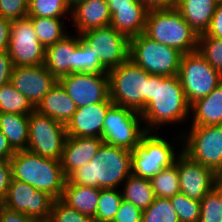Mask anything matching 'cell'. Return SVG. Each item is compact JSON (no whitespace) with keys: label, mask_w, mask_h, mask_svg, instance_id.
Segmentation results:
<instances>
[{"label":"cell","mask_w":222,"mask_h":222,"mask_svg":"<svg viewBox=\"0 0 222 222\" xmlns=\"http://www.w3.org/2000/svg\"><path fill=\"white\" fill-rule=\"evenodd\" d=\"M189 111L190 104L177 75H149L148 104L140 112L147 132L162 124L185 121Z\"/></svg>","instance_id":"cell-1"},{"label":"cell","mask_w":222,"mask_h":222,"mask_svg":"<svg viewBox=\"0 0 222 222\" xmlns=\"http://www.w3.org/2000/svg\"><path fill=\"white\" fill-rule=\"evenodd\" d=\"M131 167V151L103 142L93 159L73 171L67 181L98 189H117L131 174Z\"/></svg>","instance_id":"cell-2"},{"label":"cell","mask_w":222,"mask_h":222,"mask_svg":"<svg viewBox=\"0 0 222 222\" xmlns=\"http://www.w3.org/2000/svg\"><path fill=\"white\" fill-rule=\"evenodd\" d=\"M12 179L61 199L66 184L60 160L45 158L28 150L16 151L10 159Z\"/></svg>","instance_id":"cell-3"},{"label":"cell","mask_w":222,"mask_h":222,"mask_svg":"<svg viewBox=\"0 0 222 222\" xmlns=\"http://www.w3.org/2000/svg\"><path fill=\"white\" fill-rule=\"evenodd\" d=\"M144 34L183 54L197 51L198 48L199 35L175 7L148 10Z\"/></svg>","instance_id":"cell-4"},{"label":"cell","mask_w":222,"mask_h":222,"mask_svg":"<svg viewBox=\"0 0 222 222\" xmlns=\"http://www.w3.org/2000/svg\"><path fill=\"white\" fill-rule=\"evenodd\" d=\"M107 73L112 103L141 112L148 104L150 74L130 59Z\"/></svg>","instance_id":"cell-5"},{"label":"cell","mask_w":222,"mask_h":222,"mask_svg":"<svg viewBox=\"0 0 222 222\" xmlns=\"http://www.w3.org/2000/svg\"><path fill=\"white\" fill-rule=\"evenodd\" d=\"M182 55L178 49L158 43L144 33L129 40V59L152 75H178Z\"/></svg>","instance_id":"cell-6"},{"label":"cell","mask_w":222,"mask_h":222,"mask_svg":"<svg viewBox=\"0 0 222 222\" xmlns=\"http://www.w3.org/2000/svg\"><path fill=\"white\" fill-rule=\"evenodd\" d=\"M177 76L190 105L209 95L222 82V74L198 51L182 55Z\"/></svg>","instance_id":"cell-7"},{"label":"cell","mask_w":222,"mask_h":222,"mask_svg":"<svg viewBox=\"0 0 222 222\" xmlns=\"http://www.w3.org/2000/svg\"><path fill=\"white\" fill-rule=\"evenodd\" d=\"M150 133L147 132L131 151V173L146 179L172 166L177 158L170 142Z\"/></svg>","instance_id":"cell-8"},{"label":"cell","mask_w":222,"mask_h":222,"mask_svg":"<svg viewBox=\"0 0 222 222\" xmlns=\"http://www.w3.org/2000/svg\"><path fill=\"white\" fill-rule=\"evenodd\" d=\"M141 120L139 111L113 104L106 112L101 139L110 145L132 151L147 133L146 128H139Z\"/></svg>","instance_id":"cell-9"},{"label":"cell","mask_w":222,"mask_h":222,"mask_svg":"<svg viewBox=\"0 0 222 222\" xmlns=\"http://www.w3.org/2000/svg\"><path fill=\"white\" fill-rule=\"evenodd\" d=\"M183 140L184 154L222 178V125L192 126Z\"/></svg>","instance_id":"cell-10"},{"label":"cell","mask_w":222,"mask_h":222,"mask_svg":"<svg viewBox=\"0 0 222 222\" xmlns=\"http://www.w3.org/2000/svg\"><path fill=\"white\" fill-rule=\"evenodd\" d=\"M66 138V125L36 110L29 115L28 151L45 158L60 160Z\"/></svg>","instance_id":"cell-11"},{"label":"cell","mask_w":222,"mask_h":222,"mask_svg":"<svg viewBox=\"0 0 222 222\" xmlns=\"http://www.w3.org/2000/svg\"><path fill=\"white\" fill-rule=\"evenodd\" d=\"M101 65L110 71L129 59V38L111 25L80 33Z\"/></svg>","instance_id":"cell-12"},{"label":"cell","mask_w":222,"mask_h":222,"mask_svg":"<svg viewBox=\"0 0 222 222\" xmlns=\"http://www.w3.org/2000/svg\"><path fill=\"white\" fill-rule=\"evenodd\" d=\"M55 198L36 190L31 185L12 179L3 206L9 210L22 212L36 222L49 220Z\"/></svg>","instance_id":"cell-13"},{"label":"cell","mask_w":222,"mask_h":222,"mask_svg":"<svg viewBox=\"0 0 222 222\" xmlns=\"http://www.w3.org/2000/svg\"><path fill=\"white\" fill-rule=\"evenodd\" d=\"M7 52L14 67L44 64L46 48L38 41L28 17L12 21Z\"/></svg>","instance_id":"cell-14"},{"label":"cell","mask_w":222,"mask_h":222,"mask_svg":"<svg viewBox=\"0 0 222 222\" xmlns=\"http://www.w3.org/2000/svg\"><path fill=\"white\" fill-rule=\"evenodd\" d=\"M77 108L111 101L108 74L71 73L58 80Z\"/></svg>","instance_id":"cell-15"},{"label":"cell","mask_w":222,"mask_h":222,"mask_svg":"<svg viewBox=\"0 0 222 222\" xmlns=\"http://www.w3.org/2000/svg\"><path fill=\"white\" fill-rule=\"evenodd\" d=\"M174 164L178 169L180 193L193 200L201 201L222 181V178L212 169L191 160L182 151Z\"/></svg>","instance_id":"cell-16"},{"label":"cell","mask_w":222,"mask_h":222,"mask_svg":"<svg viewBox=\"0 0 222 222\" xmlns=\"http://www.w3.org/2000/svg\"><path fill=\"white\" fill-rule=\"evenodd\" d=\"M10 82L14 88L25 95L33 107L36 108L58 80L43 64L14 67Z\"/></svg>","instance_id":"cell-17"},{"label":"cell","mask_w":222,"mask_h":222,"mask_svg":"<svg viewBox=\"0 0 222 222\" xmlns=\"http://www.w3.org/2000/svg\"><path fill=\"white\" fill-rule=\"evenodd\" d=\"M112 105V101H103L77 108L66 125L67 136L101 138L105 115Z\"/></svg>","instance_id":"cell-18"},{"label":"cell","mask_w":222,"mask_h":222,"mask_svg":"<svg viewBox=\"0 0 222 222\" xmlns=\"http://www.w3.org/2000/svg\"><path fill=\"white\" fill-rule=\"evenodd\" d=\"M103 142L99 137L67 136L60 159L66 178L73 171L90 162Z\"/></svg>","instance_id":"cell-19"},{"label":"cell","mask_w":222,"mask_h":222,"mask_svg":"<svg viewBox=\"0 0 222 222\" xmlns=\"http://www.w3.org/2000/svg\"><path fill=\"white\" fill-rule=\"evenodd\" d=\"M79 45L77 37L66 35L63 39L46 47L45 67L57 79L75 73V48Z\"/></svg>","instance_id":"cell-20"},{"label":"cell","mask_w":222,"mask_h":222,"mask_svg":"<svg viewBox=\"0 0 222 222\" xmlns=\"http://www.w3.org/2000/svg\"><path fill=\"white\" fill-rule=\"evenodd\" d=\"M78 34L110 25L111 14L107 0H86L71 8Z\"/></svg>","instance_id":"cell-21"},{"label":"cell","mask_w":222,"mask_h":222,"mask_svg":"<svg viewBox=\"0 0 222 222\" xmlns=\"http://www.w3.org/2000/svg\"><path fill=\"white\" fill-rule=\"evenodd\" d=\"M35 110L64 125L72 119L77 110L74 101L68 96L63 86L57 82L54 87L43 97Z\"/></svg>","instance_id":"cell-22"},{"label":"cell","mask_w":222,"mask_h":222,"mask_svg":"<svg viewBox=\"0 0 222 222\" xmlns=\"http://www.w3.org/2000/svg\"><path fill=\"white\" fill-rule=\"evenodd\" d=\"M217 0H176L175 8L198 34H203L210 26Z\"/></svg>","instance_id":"cell-23"},{"label":"cell","mask_w":222,"mask_h":222,"mask_svg":"<svg viewBox=\"0 0 222 222\" xmlns=\"http://www.w3.org/2000/svg\"><path fill=\"white\" fill-rule=\"evenodd\" d=\"M192 126L222 125V82L206 97L190 105Z\"/></svg>","instance_id":"cell-24"},{"label":"cell","mask_w":222,"mask_h":222,"mask_svg":"<svg viewBox=\"0 0 222 222\" xmlns=\"http://www.w3.org/2000/svg\"><path fill=\"white\" fill-rule=\"evenodd\" d=\"M147 13L146 6L115 7L110 25L130 39L144 33Z\"/></svg>","instance_id":"cell-25"},{"label":"cell","mask_w":222,"mask_h":222,"mask_svg":"<svg viewBox=\"0 0 222 222\" xmlns=\"http://www.w3.org/2000/svg\"><path fill=\"white\" fill-rule=\"evenodd\" d=\"M99 194L98 188L71 184L66 180L61 200L83 215L94 219Z\"/></svg>","instance_id":"cell-26"},{"label":"cell","mask_w":222,"mask_h":222,"mask_svg":"<svg viewBox=\"0 0 222 222\" xmlns=\"http://www.w3.org/2000/svg\"><path fill=\"white\" fill-rule=\"evenodd\" d=\"M0 131L15 151L27 150L29 141V116L0 113Z\"/></svg>","instance_id":"cell-27"},{"label":"cell","mask_w":222,"mask_h":222,"mask_svg":"<svg viewBox=\"0 0 222 222\" xmlns=\"http://www.w3.org/2000/svg\"><path fill=\"white\" fill-rule=\"evenodd\" d=\"M124 186L123 199L131 202L142 211L153 203L155 195L150 179L138 177L131 173Z\"/></svg>","instance_id":"cell-28"},{"label":"cell","mask_w":222,"mask_h":222,"mask_svg":"<svg viewBox=\"0 0 222 222\" xmlns=\"http://www.w3.org/2000/svg\"><path fill=\"white\" fill-rule=\"evenodd\" d=\"M36 32L38 41L46 48L63 39L67 34L63 30L61 18L28 17Z\"/></svg>","instance_id":"cell-29"},{"label":"cell","mask_w":222,"mask_h":222,"mask_svg":"<svg viewBox=\"0 0 222 222\" xmlns=\"http://www.w3.org/2000/svg\"><path fill=\"white\" fill-rule=\"evenodd\" d=\"M35 108L25 95L17 91L11 82L0 88V113L30 115Z\"/></svg>","instance_id":"cell-30"},{"label":"cell","mask_w":222,"mask_h":222,"mask_svg":"<svg viewBox=\"0 0 222 222\" xmlns=\"http://www.w3.org/2000/svg\"><path fill=\"white\" fill-rule=\"evenodd\" d=\"M179 180L178 169L175 164L162 169L150 179L155 197L170 199L180 193Z\"/></svg>","instance_id":"cell-31"},{"label":"cell","mask_w":222,"mask_h":222,"mask_svg":"<svg viewBox=\"0 0 222 222\" xmlns=\"http://www.w3.org/2000/svg\"><path fill=\"white\" fill-rule=\"evenodd\" d=\"M123 200L122 192L116 189H100L95 222H112Z\"/></svg>","instance_id":"cell-32"},{"label":"cell","mask_w":222,"mask_h":222,"mask_svg":"<svg viewBox=\"0 0 222 222\" xmlns=\"http://www.w3.org/2000/svg\"><path fill=\"white\" fill-rule=\"evenodd\" d=\"M91 47L80 37L75 48V73L108 74Z\"/></svg>","instance_id":"cell-33"},{"label":"cell","mask_w":222,"mask_h":222,"mask_svg":"<svg viewBox=\"0 0 222 222\" xmlns=\"http://www.w3.org/2000/svg\"><path fill=\"white\" fill-rule=\"evenodd\" d=\"M199 222H222V181L200 201Z\"/></svg>","instance_id":"cell-34"},{"label":"cell","mask_w":222,"mask_h":222,"mask_svg":"<svg viewBox=\"0 0 222 222\" xmlns=\"http://www.w3.org/2000/svg\"><path fill=\"white\" fill-rule=\"evenodd\" d=\"M69 10L66 0H29L27 17L61 18Z\"/></svg>","instance_id":"cell-35"},{"label":"cell","mask_w":222,"mask_h":222,"mask_svg":"<svg viewBox=\"0 0 222 222\" xmlns=\"http://www.w3.org/2000/svg\"><path fill=\"white\" fill-rule=\"evenodd\" d=\"M141 222H180L170 199L155 197L153 203L142 211Z\"/></svg>","instance_id":"cell-36"},{"label":"cell","mask_w":222,"mask_h":222,"mask_svg":"<svg viewBox=\"0 0 222 222\" xmlns=\"http://www.w3.org/2000/svg\"><path fill=\"white\" fill-rule=\"evenodd\" d=\"M197 51L214 69L222 74V39L199 36Z\"/></svg>","instance_id":"cell-37"},{"label":"cell","mask_w":222,"mask_h":222,"mask_svg":"<svg viewBox=\"0 0 222 222\" xmlns=\"http://www.w3.org/2000/svg\"><path fill=\"white\" fill-rule=\"evenodd\" d=\"M180 222H199L200 201L193 200L182 193L170 198Z\"/></svg>","instance_id":"cell-38"},{"label":"cell","mask_w":222,"mask_h":222,"mask_svg":"<svg viewBox=\"0 0 222 222\" xmlns=\"http://www.w3.org/2000/svg\"><path fill=\"white\" fill-rule=\"evenodd\" d=\"M47 222H95V219L71 208L61 199H55Z\"/></svg>","instance_id":"cell-39"},{"label":"cell","mask_w":222,"mask_h":222,"mask_svg":"<svg viewBox=\"0 0 222 222\" xmlns=\"http://www.w3.org/2000/svg\"><path fill=\"white\" fill-rule=\"evenodd\" d=\"M29 0H0V17L15 21L27 18Z\"/></svg>","instance_id":"cell-40"},{"label":"cell","mask_w":222,"mask_h":222,"mask_svg":"<svg viewBox=\"0 0 222 222\" xmlns=\"http://www.w3.org/2000/svg\"><path fill=\"white\" fill-rule=\"evenodd\" d=\"M141 219L142 210L123 199L112 222H141Z\"/></svg>","instance_id":"cell-41"},{"label":"cell","mask_w":222,"mask_h":222,"mask_svg":"<svg viewBox=\"0 0 222 222\" xmlns=\"http://www.w3.org/2000/svg\"><path fill=\"white\" fill-rule=\"evenodd\" d=\"M199 36H211L222 39V3H217L209 28Z\"/></svg>","instance_id":"cell-42"},{"label":"cell","mask_w":222,"mask_h":222,"mask_svg":"<svg viewBox=\"0 0 222 222\" xmlns=\"http://www.w3.org/2000/svg\"><path fill=\"white\" fill-rule=\"evenodd\" d=\"M12 181L10 160L0 159V198L3 200L7 195Z\"/></svg>","instance_id":"cell-43"},{"label":"cell","mask_w":222,"mask_h":222,"mask_svg":"<svg viewBox=\"0 0 222 222\" xmlns=\"http://www.w3.org/2000/svg\"><path fill=\"white\" fill-rule=\"evenodd\" d=\"M14 65L8 52L0 54V88L10 82Z\"/></svg>","instance_id":"cell-44"},{"label":"cell","mask_w":222,"mask_h":222,"mask_svg":"<svg viewBox=\"0 0 222 222\" xmlns=\"http://www.w3.org/2000/svg\"><path fill=\"white\" fill-rule=\"evenodd\" d=\"M0 222H36L22 212L9 210L2 206L0 208Z\"/></svg>","instance_id":"cell-45"},{"label":"cell","mask_w":222,"mask_h":222,"mask_svg":"<svg viewBox=\"0 0 222 222\" xmlns=\"http://www.w3.org/2000/svg\"><path fill=\"white\" fill-rule=\"evenodd\" d=\"M11 23V20L0 17V54L8 50Z\"/></svg>","instance_id":"cell-46"},{"label":"cell","mask_w":222,"mask_h":222,"mask_svg":"<svg viewBox=\"0 0 222 222\" xmlns=\"http://www.w3.org/2000/svg\"><path fill=\"white\" fill-rule=\"evenodd\" d=\"M148 10L170 9L175 7L176 0H140Z\"/></svg>","instance_id":"cell-47"},{"label":"cell","mask_w":222,"mask_h":222,"mask_svg":"<svg viewBox=\"0 0 222 222\" xmlns=\"http://www.w3.org/2000/svg\"><path fill=\"white\" fill-rule=\"evenodd\" d=\"M15 152L16 151L12 148L8 139L0 131V159L10 160Z\"/></svg>","instance_id":"cell-48"},{"label":"cell","mask_w":222,"mask_h":222,"mask_svg":"<svg viewBox=\"0 0 222 222\" xmlns=\"http://www.w3.org/2000/svg\"><path fill=\"white\" fill-rule=\"evenodd\" d=\"M110 14L115 12V7L123 6H145L140 0H107Z\"/></svg>","instance_id":"cell-49"},{"label":"cell","mask_w":222,"mask_h":222,"mask_svg":"<svg viewBox=\"0 0 222 222\" xmlns=\"http://www.w3.org/2000/svg\"><path fill=\"white\" fill-rule=\"evenodd\" d=\"M83 1H86V0H66L67 5L69 6L70 9L73 8L76 4Z\"/></svg>","instance_id":"cell-50"},{"label":"cell","mask_w":222,"mask_h":222,"mask_svg":"<svg viewBox=\"0 0 222 222\" xmlns=\"http://www.w3.org/2000/svg\"><path fill=\"white\" fill-rule=\"evenodd\" d=\"M3 206V200L0 198V208Z\"/></svg>","instance_id":"cell-51"}]
</instances>
